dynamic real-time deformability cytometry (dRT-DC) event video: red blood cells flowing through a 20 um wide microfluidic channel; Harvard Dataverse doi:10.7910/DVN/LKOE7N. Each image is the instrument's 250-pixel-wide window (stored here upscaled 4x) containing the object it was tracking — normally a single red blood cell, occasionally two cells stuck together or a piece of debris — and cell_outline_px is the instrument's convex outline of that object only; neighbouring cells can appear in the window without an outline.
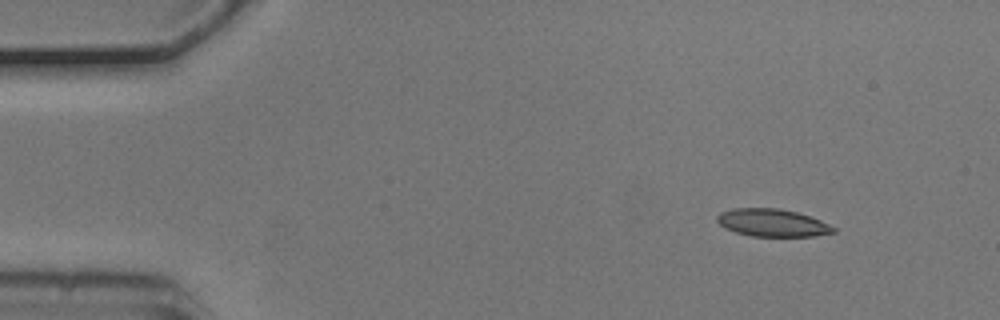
{"species": "common noctule bat (a hibernating species)", "species_latin": "Nyctalus noctula", "temperature_condition": "cold", "stored_images_in_passage": 3, "camera_frame_rate_fps": 3000, "um_per_image_px": 0.085, "animal": {"sex": "male", "body_mass_g": 20.5, "forearm_length_mm": 52.5}, "frame": {"image": 1, "passage_image": 1, "time_ms": 0.0, "image_size_px": [1000, 320], "cell_outline_px": [[836, 232], [816, 236], [752, 236], [736, 232], [724, 228], [716, 220], [716, 216], [720, 212], [732, 208], [780, 208], [796, 212], [820, 220], [836, 228]], "centroid_in_image_um": [65.63, 18.93], "position_along_channel_um": 19.4, "area_um2": 18.73}}